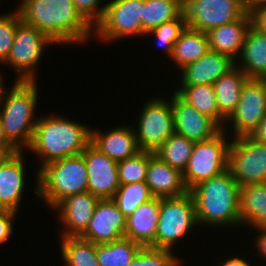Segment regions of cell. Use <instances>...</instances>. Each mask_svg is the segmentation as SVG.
I'll return each mask as SVG.
<instances>
[{"label":"cell","mask_w":266,"mask_h":266,"mask_svg":"<svg viewBox=\"0 0 266 266\" xmlns=\"http://www.w3.org/2000/svg\"><path fill=\"white\" fill-rule=\"evenodd\" d=\"M16 8L22 22L43 32L56 45L83 44L94 34L72 0H20Z\"/></svg>","instance_id":"obj_1"},{"label":"cell","mask_w":266,"mask_h":266,"mask_svg":"<svg viewBox=\"0 0 266 266\" xmlns=\"http://www.w3.org/2000/svg\"><path fill=\"white\" fill-rule=\"evenodd\" d=\"M62 115L38 117L28 152L45 164L80 155L91 143V128ZM90 128V129H89Z\"/></svg>","instance_id":"obj_2"},{"label":"cell","mask_w":266,"mask_h":266,"mask_svg":"<svg viewBox=\"0 0 266 266\" xmlns=\"http://www.w3.org/2000/svg\"><path fill=\"white\" fill-rule=\"evenodd\" d=\"M239 191L240 186L229 169L190 189L198 225L240 227Z\"/></svg>","instance_id":"obj_3"},{"label":"cell","mask_w":266,"mask_h":266,"mask_svg":"<svg viewBox=\"0 0 266 266\" xmlns=\"http://www.w3.org/2000/svg\"><path fill=\"white\" fill-rule=\"evenodd\" d=\"M37 81H16L0 99V122L8 141L19 151L28 149L37 122Z\"/></svg>","instance_id":"obj_4"},{"label":"cell","mask_w":266,"mask_h":266,"mask_svg":"<svg viewBox=\"0 0 266 266\" xmlns=\"http://www.w3.org/2000/svg\"><path fill=\"white\" fill-rule=\"evenodd\" d=\"M36 173L35 195L50 209L71 195L87 191V169L81 154L49 162Z\"/></svg>","instance_id":"obj_5"},{"label":"cell","mask_w":266,"mask_h":266,"mask_svg":"<svg viewBox=\"0 0 266 266\" xmlns=\"http://www.w3.org/2000/svg\"><path fill=\"white\" fill-rule=\"evenodd\" d=\"M198 226L195 204L191 193L177 197L160 198V215L158 220L154 248L174 250V245L186 237L191 228Z\"/></svg>","instance_id":"obj_6"},{"label":"cell","mask_w":266,"mask_h":266,"mask_svg":"<svg viewBox=\"0 0 266 266\" xmlns=\"http://www.w3.org/2000/svg\"><path fill=\"white\" fill-rule=\"evenodd\" d=\"M227 133L228 131L222 129L213 138L194 143L187 167L183 172L184 183L188 190L228 169L231 139L227 137L229 136Z\"/></svg>","instance_id":"obj_7"},{"label":"cell","mask_w":266,"mask_h":266,"mask_svg":"<svg viewBox=\"0 0 266 266\" xmlns=\"http://www.w3.org/2000/svg\"><path fill=\"white\" fill-rule=\"evenodd\" d=\"M144 104L133 128L140 151L155 153L175 133L171 101L156 96Z\"/></svg>","instance_id":"obj_8"},{"label":"cell","mask_w":266,"mask_h":266,"mask_svg":"<svg viewBox=\"0 0 266 266\" xmlns=\"http://www.w3.org/2000/svg\"><path fill=\"white\" fill-rule=\"evenodd\" d=\"M56 45L43 32L20 22L16 29L10 54L4 65L17 73L16 81H37L35 73L46 47Z\"/></svg>","instance_id":"obj_9"},{"label":"cell","mask_w":266,"mask_h":266,"mask_svg":"<svg viewBox=\"0 0 266 266\" xmlns=\"http://www.w3.org/2000/svg\"><path fill=\"white\" fill-rule=\"evenodd\" d=\"M179 11L187 27L206 33L239 19L247 9L243 0H180Z\"/></svg>","instance_id":"obj_10"},{"label":"cell","mask_w":266,"mask_h":266,"mask_svg":"<svg viewBox=\"0 0 266 266\" xmlns=\"http://www.w3.org/2000/svg\"><path fill=\"white\" fill-rule=\"evenodd\" d=\"M144 0H110L101 21L94 27V36L102 42H113L132 36H143Z\"/></svg>","instance_id":"obj_11"},{"label":"cell","mask_w":266,"mask_h":266,"mask_svg":"<svg viewBox=\"0 0 266 266\" xmlns=\"http://www.w3.org/2000/svg\"><path fill=\"white\" fill-rule=\"evenodd\" d=\"M232 139L228 169L238 185L241 187L266 183V144L257 142L250 136Z\"/></svg>","instance_id":"obj_12"},{"label":"cell","mask_w":266,"mask_h":266,"mask_svg":"<svg viewBox=\"0 0 266 266\" xmlns=\"http://www.w3.org/2000/svg\"><path fill=\"white\" fill-rule=\"evenodd\" d=\"M266 116V80L248 78L242 86L236 110L226 120L232 126L231 138L250 136ZM231 122V123H230Z\"/></svg>","instance_id":"obj_13"},{"label":"cell","mask_w":266,"mask_h":266,"mask_svg":"<svg viewBox=\"0 0 266 266\" xmlns=\"http://www.w3.org/2000/svg\"><path fill=\"white\" fill-rule=\"evenodd\" d=\"M87 169V191L99 199H112L120 187L118 162L90 143L81 153Z\"/></svg>","instance_id":"obj_14"},{"label":"cell","mask_w":266,"mask_h":266,"mask_svg":"<svg viewBox=\"0 0 266 266\" xmlns=\"http://www.w3.org/2000/svg\"><path fill=\"white\" fill-rule=\"evenodd\" d=\"M127 218L112 199H99L88 227L80 235L94 244H105L125 237Z\"/></svg>","instance_id":"obj_15"},{"label":"cell","mask_w":266,"mask_h":266,"mask_svg":"<svg viewBox=\"0 0 266 266\" xmlns=\"http://www.w3.org/2000/svg\"><path fill=\"white\" fill-rule=\"evenodd\" d=\"M174 116V132L190 141H207L217 135L222 128L210 117L200 113L182 100L175 92L171 96Z\"/></svg>","instance_id":"obj_16"},{"label":"cell","mask_w":266,"mask_h":266,"mask_svg":"<svg viewBox=\"0 0 266 266\" xmlns=\"http://www.w3.org/2000/svg\"><path fill=\"white\" fill-rule=\"evenodd\" d=\"M99 198L85 191L62 200L54 209L64 228L60 237L80 236L88 227Z\"/></svg>","instance_id":"obj_17"},{"label":"cell","mask_w":266,"mask_h":266,"mask_svg":"<svg viewBox=\"0 0 266 266\" xmlns=\"http://www.w3.org/2000/svg\"><path fill=\"white\" fill-rule=\"evenodd\" d=\"M23 152L5 156L0 162V209L18 212L25 191V156Z\"/></svg>","instance_id":"obj_18"},{"label":"cell","mask_w":266,"mask_h":266,"mask_svg":"<svg viewBox=\"0 0 266 266\" xmlns=\"http://www.w3.org/2000/svg\"><path fill=\"white\" fill-rule=\"evenodd\" d=\"M251 25V13L247 11L242 17L233 22L210 29L206 32L209 49L227 55L236 61Z\"/></svg>","instance_id":"obj_19"},{"label":"cell","mask_w":266,"mask_h":266,"mask_svg":"<svg viewBox=\"0 0 266 266\" xmlns=\"http://www.w3.org/2000/svg\"><path fill=\"white\" fill-rule=\"evenodd\" d=\"M235 66L227 55L209 50L196 62L188 64L179 77L181 85H213L222 75Z\"/></svg>","instance_id":"obj_20"},{"label":"cell","mask_w":266,"mask_h":266,"mask_svg":"<svg viewBox=\"0 0 266 266\" xmlns=\"http://www.w3.org/2000/svg\"><path fill=\"white\" fill-rule=\"evenodd\" d=\"M91 143L115 161L135 156L139 151L133 126H116L107 132L91 128Z\"/></svg>","instance_id":"obj_21"},{"label":"cell","mask_w":266,"mask_h":266,"mask_svg":"<svg viewBox=\"0 0 266 266\" xmlns=\"http://www.w3.org/2000/svg\"><path fill=\"white\" fill-rule=\"evenodd\" d=\"M145 183L154 197H177L186 194L187 189L183 173L173 169L153 152H149V161Z\"/></svg>","instance_id":"obj_22"},{"label":"cell","mask_w":266,"mask_h":266,"mask_svg":"<svg viewBox=\"0 0 266 266\" xmlns=\"http://www.w3.org/2000/svg\"><path fill=\"white\" fill-rule=\"evenodd\" d=\"M160 215V198L153 197L141 204L126 221L125 237L142 247L151 246L155 242Z\"/></svg>","instance_id":"obj_23"},{"label":"cell","mask_w":266,"mask_h":266,"mask_svg":"<svg viewBox=\"0 0 266 266\" xmlns=\"http://www.w3.org/2000/svg\"><path fill=\"white\" fill-rule=\"evenodd\" d=\"M235 65L248 78L266 80V33L259 31L253 25L250 26Z\"/></svg>","instance_id":"obj_24"},{"label":"cell","mask_w":266,"mask_h":266,"mask_svg":"<svg viewBox=\"0 0 266 266\" xmlns=\"http://www.w3.org/2000/svg\"><path fill=\"white\" fill-rule=\"evenodd\" d=\"M240 227L266 228V183L248 184L239 191Z\"/></svg>","instance_id":"obj_25"},{"label":"cell","mask_w":266,"mask_h":266,"mask_svg":"<svg viewBox=\"0 0 266 266\" xmlns=\"http://www.w3.org/2000/svg\"><path fill=\"white\" fill-rule=\"evenodd\" d=\"M247 79V75L235 65L213 84L219 113L226 120L236 110Z\"/></svg>","instance_id":"obj_26"},{"label":"cell","mask_w":266,"mask_h":266,"mask_svg":"<svg viewBox=\"0 0 266 266\" xmlns=\"http://www.w3.org/2000/svg\"><path fill=\"white\" fill-rule=\"evenodd\" d=\"M174 92L200 113L213 119L224 131L226 119L219 113L213 85H181Z\"/></svg>","instance_id":"obj_27"},{"label":"cell","mask_w":266,"mask_h":266,"mask_svg":"<svg viewBox=\"0 0 266 266\" xmlns=\"http://www.w3.org/2000/svg\"><path fill=\"white\" fill-rule=\"evenodd\" d=\"M208 38L205 32L186 27L174 44L170 61H174L177 69L196 62L209 51Z\"/></svg>","instance_id":"obj_28"},{"label":"cell","mask_w":266,"mask_h":266,"mask_svg":"<svg viewBox=\"0 0 266 266\" xmlns=\"http://www.w3.org/2000/svg\"><path fill=\"white\" fill-rule=\"evenodd\" d=\"M141 245L127 237L105 244H95L100 266H128L141 249Z\"/></svg>","instance_id":"obj_29"},{"label":"cell","mask_w":266,"mask_h":266,"mask_svg":"<svg viewBox=\"0 0 266 266\" xmlns=\"http://www.w3.org/2000/svg\"><path fill=\"white\" fill-rule=\"evenodd\" d=\"M60 242L65 266H100L94 243L80 236L60 237Z\"/></svg>","instance_id":"obj_30"},{"label":"cell","mask_w":266,"mask_h":266,"mask_svg":"<svg viewBox=\"0 0 266 266\" xmlns=\"http://www.w3.org/2000/svg\"><path fill=\"white\" fill-rule=\"evenodd\" d=\"M194 142L176 133L166 139L154 153L173 169L183 173L190 159Z\"/></svg>","instance_id":"obj_31"},{"label":"cell","mask_w":266,"mask_h":266,"mask_svg":"<svg viewBox=\"0 0 266 266\" xmlns=\"http://www.w3.org/2000/svg\"><path fill=\"white\" fill-rule=\"evenodd\" d=\"M180 0H144L143 36L162 23L172 21L180 16Z\"/></svg>","instance_id":"obj_32"},{"label":"cell","mask_w":266,"mask_h":266,"mask_svg":"<svg viewBox=\"0 0 266 266\" xmlns=\"http://www.w3.org/2000/svg\"><path fill=\"white\" fill-rule=\"evenodd\" d=\"M154 196L149 186L142 182L120 185L112 200L119 210L128 218L141 204L151 200Z\"/></svg>","instance_id":"obj_33"},{"label":"cell","mask_w":266,"mask_h":266,"mask_svg":"<svg viewBox=\"0 0 266 266\" xmlns=\"http://www.w3.org/2000/svg\"><path fill=\"white\" fill-rule=\"evenodd\" d=\"M149 151H139L135 156L118 161L120 185L146 180Z\"/></svg>","instance_id":"obj_34"},{"label":"cell","mask_w":266,"mask_h":266,"mask_svg":"<svg viewBox=\"0 0 266 266\" xmlns=\"http://www.w3.org/2000/svg\"><path fill=\"white\" fill-rule=\"evenodd\" d=\"M186 27L187 25L179 16L177 19L162 23L153 30L146 32L144 35H153V37H155L156 44L160 46V48H163L162 50L164 53L171 58L174 44Z\"/></svg>","instance_id":"obj_35"},{"label":"cell","mask_w":266,"mask_h":266,"mask_svg":"<svg viewBox=\"0 0 266 266\" xmlns=\"http://www.w3.org/2000/svg\"><path fill=\"white\" fill-rule=\"evenodd\" d=\"M172 252L150 246L141 247L128 266H180L182 259Z\"/></svg>","instance_id":"obj_36"},{"label":"cell","mask_w":266,"mask_h":266,"mask_svg":"<svg viewBox=\"0 0 266 266\" xmlns=\"http://www.w3.org/2000/svg\"><path fill=\"white\" fill-rule=\"evenodd\" d=\"M21 22L18 11L0 14V63H4L11 51L16 29Z\"/></svg>","instance_id":"obj_37"},{"label":"cell","mask_w":266,"mask_h":266,"mask_svg":"<svg viewBox=\"0 0 266 266\" xmlns=\"http://www.w3.org/2000/svg\"><path fill=\"white\" fill-rule=\"evenodd\" d=\"M81 16L94 28L103 18L106 4L99 6L101 0H72ZM99 6V7H98Z\"/></svg>","instance_id":"obj_38"},{"label":"cell","mask_w":266,"mask_h":266,"mask_svg":"<svg viewBox=\"0 0 266 266\" xmlns=\"http://www.w3.org/2000/svg\"><path fill=\"white\" fill-rule=\"evenodd\" d=\"M17 212L9 209H0V245L6 243L13 233V223Z\"/></svg>","instance_id":"obj_39"},{"label":"cell","mask_w":266,"mask_h":266,"mask_svg":"<svg viewBox=\"0 0 266 266\" xmlns=\"http://www.w3.org/2000/svg\"><path fill=\"white\" fill-rule=\"evenodd\" d=\"M252 25L266 33V4L254 8L251 12Z\"/></svg>","instance_id":"obj_40"},{"label":"cell","mask_w":266,"mask_h":266,"mask_svg":"<svg viewBox=\"0 0 266 266\" xmlns=\"http://www.w3.org/2000/svg\"><path fill=\"white\" fill-rule=\"evenodd\" d=\"M254 231H257V235L254 234V236L256 237V239H254V248H256V252H258V257L261 256L260 259L266 260V228H257L254 229Z\"/></svg>","instance_id":"obj_41"},{"label":"cell","mask_w":266,"mask_h":266,"mask_svg":"<svg viewBox=\"0 0 266 266\" xmlns=\"http://www.w3.org/2000/svg\"><path fill=\"white\" fill-rule=\"evenodd\" d=\"M0 151L5 156H10L19 152L7 139L4 129L0 122Z\"/></svg>","instance_id":"obj_42"},{"label":"cell","mask_w":266,"mask_h":266,"mask_svg":"<svg viewBox=\"0 0 266 266\" xmlns=\"http://www.w3.org/2000/svg\"><path fill=\"white\" fill-rule=\"evenodd\" d=\"M255 141L266 144V116L260 121L257 128L251 133Z\"/></svg>","instance_id":"obj_43"},{"label":"cell","mask_w":266,"mask_h":266,"mask_svg":"<svg viewBox=\"0 0 266 266\" xmlns=\"http://www.w3.org/2000/svg\"><path fill=\"white\" fill-rule=\"evenodd\" d=\"M218 266H252L251 262L246 260L244 257L235 256L225 259V261L219 262ZM254 266V264H253Z\"/></svg>","instance_id":"obj_44"},{"label":"cell","mask_w":266,"mask_h":266,"mask_svg":"<svg viewBox=\"0 0 266 266\" xmlns=\"http://www.w3.org/2000/svg\"><path fill=\"white\" fill-rule=\"evenodd\" d=\"M248 12H251L254 8L266 4V0H243Z\"/></svg>","instance_id":"obj_45"},{"label":"cell","mask_w":266,"mask_h":266,"mask_svg":"<svg viewBox=\"0 0 266 266\" xmlns=\"http://www.w3.org/2000/svg\"><path fill=\"white\" fill-rule=\"evenodd\" d=\"M3 79L4 78L2 77V73L0 72V99L3 97L6 89H9V88L3 86L4 85Z\"/></svg>","instance_id":"obj_46"},{"label":"cell","mask_w":266,"mask_h":266,"mask_svg":"<svg viewBox=\"0 0 266 266\" xmlns=\"http://www.w3.org/2000/svg\"><path fill=\"white\" fill-rule=\"evenodd\" d=\"M5 157V155L0 151V162L2 161V159Z\"/></svg>","instance_id":"obj_47"}]
</instances>
